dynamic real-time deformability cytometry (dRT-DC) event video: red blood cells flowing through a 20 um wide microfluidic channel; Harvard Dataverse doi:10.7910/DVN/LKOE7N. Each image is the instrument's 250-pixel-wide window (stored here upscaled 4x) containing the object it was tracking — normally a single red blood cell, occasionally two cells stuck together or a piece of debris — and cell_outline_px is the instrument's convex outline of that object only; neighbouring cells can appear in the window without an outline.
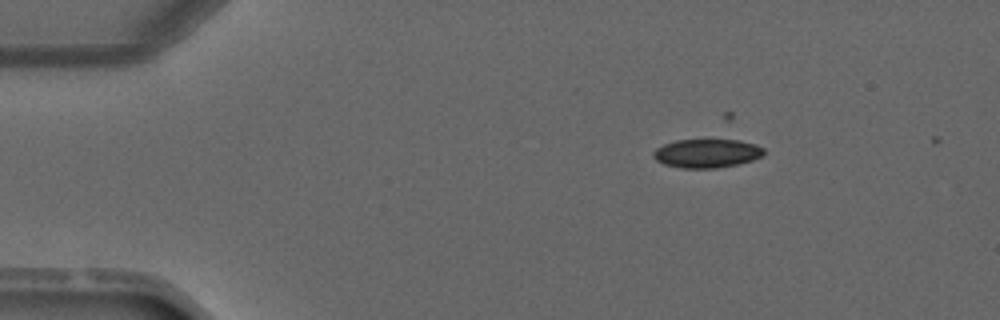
{"species": "common noctule bat (a hibernating species)", "species_latin": "Nyctalus noctula", "temperature_condition": "warm", "stored_images_in_passage": 4, "camera_frame_rate_fps": 3000, "um_per_image_px": 0.085, "animal": {"sex": "male", "forearm_length_mm": 52.5}, "frame": {"image": 1, "passage_image": 2, "time_ms": 2.333, "image_size_px": [1000, 320], "cell_outline_px": [[764, 156], [740, 164], [716, 168], [680, 168], [664, 164], [656, 160], [652, 156], [652, 152], [656, 148], [664, 144], [676, 140], [728, 136], [756, 144], [764, 148]], "centroid_in_image_um": [60.13, 12.97], "position_along_channel_um": 24.9, "area_um2": 19.65}}